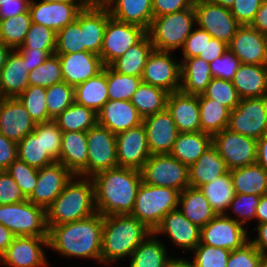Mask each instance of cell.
Returning a JSON list of instances; mask_svg holds the SVG:
<instances>
[{"label": "cell", "instance_id": "deb4b68c", "mask_svg": "<svg viewBox=\"0 0 267 267\" xmlns=\"http://www.w3.org/2000/svg\"><path fill=\"white\" fill-rule=\"evenodd\" d=\"M42 2L85 3L83 0H41Z\"/></svg>", "mask_w": 267, "mask_h": 267}, {"label": "cell", "instance_id": "9c48e42d", "mask_svg": "<svg viewBox=\"0 0 267 267\" xmlns=\"http://www.w3.org/2000/svg\"><path fill=\"white\" fill-rule=\"evenodd\" d=\"M87 167L78 175L92 178L101 171L118 167L116 135L96 124L87 132Z\"/></svg>", "mask_w": 267, "mask_h": 267}, {"label": "cell", "instance_id": "f546056e", "mask_svg": "<svg viewBox=\"0 0 267 267\" xmlns=\"http://www.w3.org/2000/svg\"><path fill=\"white\" fill-rule=\"evenodd\" d=\"M241 99L267 96V66L240 64L232 80Z\"/></svg>", "mask_w": 267, "mask_h": 267}, {"label": "cell", "instance_id": "83f0119b", "mask_svg": "<svg viewBox=\"0 0 267 267\" xmlns=\"http://www.w3.org/2000/svg\"><path fill=\"white\" fill-rule=\"evenodd\" d=\"M28 78V65L16 50H12L0 71L2 98H17L29 87Z\"/></svg>", "mask_w": 267, "mask_h": 267}, {"label": "cell", "instance_id": "4316f807", "mask_svg": "<svg viewBox=\"0 0 267 267\" xmlns=\"http://www.w3.org/2000/svg\"><path fill=\"white\" fill-rule=\"evenodd\" d=\"M109 17L110 13L105 6L87 5L78 14L76 21L83 30L84 47L87 51L100 55Z\"/></svg>", "mask_w": 267, "mask_h": 267}, {"label": "cell", "instance_id": "f5cc1de1", "mask_svg": "<svg viewBox=\"0 0 267 267\" xmlns=\"http://www.w3.org/2000/svg\"><path fill=\"white\" fill-rule=\"evenodd\" d=\"M38 170L39 169L29 166L27 163L18 158L15 159L6 169L7 173L19 185L26 198L32 194L34 188L36 187Z\"/></svg>", "mask_w": 267, "mask_h": 267}, {"label": "cell", "instance_id": "7dc6e473", "mask_svg": "<svg viewBox=\"0 0 267 267\" xmlns=\"http://www.w3.org/2000/svg\"><path fill=\"white\" fill-rule=\"evenodd\" d=\"M17 99L24 106L35 123L53 120L48 115L46 102V88L40 86H29Z\"/></svg>", "mask_w": 267, "mask_h": 267}, {"label": "cell", "instance_id": "7a4b0ae2", "mask_svg": "<svg viewBox=\"0 0 267 267\" xmlns=\"http://www.w3.org/2000/svg\"><path fill=\"white\" fill-rule=\"evenodd\" d=\"M48 247L65 257L91 258L101 263L103 216L48 226Z\"/></svg>", "mask_w": 267, "mask_h": 267}, {"label": "cell", "instance_id": "7bdbcfd3", "mask_svg": "<svg viewBox=\"0 0 267 267\" xmlns=\"http://www.w3.org/2000/svg\"><path fill=\"white\" fill-rule=\"evenodd\" d=\"M54 121L62 132H87L97 124V113L74 102Z\"/></svg>", "mask_w": 267, "mask_h": 267}, {"label": "cell", "instance_id": "cb8c5ba5", "mask_svg": "<svg viewBox=\"0 0 267 267\" xmlns=\"http://www.w3.org/2000/svg\"><path fill=\"white\" fill-rule=\"evenodd\" d=\"M58 57L63 81L73 87L96 76L104 68L101 57L92 52L63 54Z\"/></svg>", "mask_w": 267, "mask_h": 267}, {"label": "cell", "instance_id": "f35d334b", "mask_svg": "<svg viewBox=\"0 0 267 267\" xmlns=\"http://www.w3.org/2000/svg\"><path fill=\"white\" fill-rule=\"evenodd\" d=\"M233 187L239 194H267V171L259 164H251L230 170Z\"/></svg>", "mask_w": 267, "mask_h": 267}, {"label": "cell", "instance_id": "52a82bcc", "mask_svg": "<svg viewBox=\"0 0 267 267\" xmlns=\"http://www.w3.org/2000/svg\"><path fill=\"white\" fill-rule=\"evenodd\" d=\"M0 223L15 236L48 237L46 209L28 199L0 205Z\"/></svg>", "mask_w": 267, "mask_h": 267}, {"label": "cell", "instance_id": "4fadbf2b", "mask_svg": "<svg viewBox=\"0 0 267 267\" xmlns=\"http://www.w3.org/2000/svg\"><path fill=\"white\" fill-rule=\"evenodd\" d=\"M197 27L207 31L213 38L229 44L241 24L230 9L207 0H195Z\"/></svg>", "mask_w": 267, "mask_h": 267}, {"label": "cell", "instance_id": "ab89813d", "mask_svg": "<svg viewBox=\"0 0 267 267\" xmlns=\"http://www.w3.org/2000/svg\"><path fill=\"white\" fill-rule=\"evenodd\" d=\"M199 189L204 193V196L217 215L226 214V210H229L230 203L236 195L230 171L214 181L200 186Z\"/></svg>", "mask_w": 267, "mask_h": 267}, {"label": "cell", "instance_id": "6da1fadb", "mask_svg": "<svg viewBox=\"0 0 267 267\" xmlns=\"http://www.w3.org/2000/svg\"><path fill=\"white\" fill-rule=\"evenodd\" d=\"M92 180L97 213L103 217L132 213L142 183L139 170L116 167L97 173Z\"/></svg>", "mask_w": 267, "mask_h": 267}, {"label": "cell", "instance_id": "4dcf8cb0", "mask_svg": "<svg viewBox=\"0 0 267 267\" xmlns=\"http://www.w3.org/2000/svg\"><path fill=\"white\" fill-rule=\"evenodd\" d=\"M88 147L86 132H62L59 162L74 175H79L86 167Z\"/></svg>", "mask_w": 267, "mask_h": 267}, {"label": "cell", "instance_id": "5b68a950", "mask_svg": "<svg viewBox=\"0 0 267 267\" xmlns=\"http://www.w3.org/2000/svg\"><path fill=\"white\" fill-rule=\"evenodd\" d=\"M196 24L194 6L152 19L147 34L155 50L174 51L183 47Z\"/></svg>", "mask_w": 267, "mask_h": 267}, {"label": "cell", "instance_id": "836d02e7", "mask_svg": "<svg viewBox=\"0 0 267 267\" xmlns=\"http://www.w3.org/2000/svg\"><path fill=\"white\" fill-rule=\"evenodd\" d=\"M210 63L199 57L181 61L180 91L185 94H202L212 80Z\"/></svg>", "mask_w": 267, "mask_h": 267}, {"label": "cell", "instance_id": "60d3db41", "mask_svg": "<svg viewBox=\"0 0 267 267\" xmlns=\"http://www.w3.org/2000/svg\"><path fill=\"white\" fill-rule=\"evenodd\" d=\"M201 131L213 136L228 127L230 110L203 94L198 95Z\"/></svg>", "mask_w": 267, "mask_h": 267}, {"label": "cell", "instance_id": "6f0895ef", "mask_svg": "<svg viewBox=\"0 0 267 267\" xmlns=\"http://www.w3.org/2000/svg\"><path fill=\"white\" fill-rule=\"evenodd\" d=\"M265 258L249 240L241 248L231 251L226 267H260Z\"/></svg>", "mask_w": 267, "mask_h": 267}, {"label": "cell", "instance_id": "e7e4bbea", "mask_svg": "<svg viewBox=\"0 0 267 267\" xmlns=\"http://www.w3.org/2000/svg\"><path fill=\"white\" fill-rule=\"evenodd\" d=\"M195 0H152L153 18L194 6Z\"/></svg>", "mask_w": 267, "mask_h": 267}, {"label": "cell", "instance_id": "a7ac6f4b", "mask_svg": "<svg viewBox=\"0 0 267 267\" xmlns=\"http://www.w3.org/2000/svg\"><path fill=\"white\" fill-rule=\"evenodd\" d=\"M228 51V44L213 37H206V47L204 48V60L213 62Z\"/></svg>", "mask_w": 267, "mask_h": 267}, {"label": "cell", "instance_id": "34e18365", "mask_svg": "<svg viewBox=\"0 0 267 267\" xmlns=\"http://www.w3.org/2000/svg\"><path fill=\"white\" fill-rule=\"evenodd\" d=\"M14 237L15 235L8 228H6L0 223V257L8 249Z\"/></svg>", "mask_w": 267, "mask_h": 267}, {"label": "cell", "instance_id": "b9f144b4", "mask_svg": "<svg viewBox=\"0 0 267 267\" xmlns=\"http://www.w3.org/2000/svg\"><path fill=\"white\" fill-rule=\"evenodd\" d=\"M168 95L169 93L161 88L141 82L130 101L139 115L145 118L165 110Z\"/></svg>", "mask_w": 267, "mask_h": 267}, {"label": "cell", "instance_id": "603ad722", "mask_svg": "<svg viewBox=\"0 0 267 267\" xmlns=\"http://www.w3.org/2000/svg\"><path fill=\"white\" fill-rule=\"evenodd\" d=\"M264 39H265V48H266V54H267V34L264 35Z\"/></svg>", "mask_w": 267, "mask_h": 267}, {"label": "cell", "instance_id": "2644e50d", "mask_svg": "<svg viewBox=\"0 0 267 267\" xmlns=\"http://www.w3.org/2000/svg\"><path fill=\"white\" fill-rule=\"evenodd\" d=\"M253 230L257 231L258 236L250 242L267 257V222L257 224V228Z\"/></svg>", "mask_w": 267, "mask_h": 267}, {"label": "cell", "instance_id": "6125c7cd", "mask_svg": "<svg viewBox=\"0 0 267 267\" xmlns=\"http://www.w3.org/2000/svg\"><path fill=\"white\" fill-rule=\"evenodd\" d=\"M26 199L19 185L7 171H0V205L19 203Z\"/></svg>", "mask_w": 267, "mask_h": 267}, {"label": "cell", "instance_id": "bcb514c9", "mask_svg": "<svg viewBox=\"0 0 267 267\" xmlns=\"http://www.w3.org/2000/svg\"><path fill=\"white\" fill-rule=\"evenodd\" d=\"M141 82V77L118 73L110 66H107L109 100L130 101Z\"/></svg>", "mask_w": 267, "mask_h": 267}, {"label": "cell", "instance_id": "1f68e13d", "mask_svg": "<svg viewBox=\"0 0 267 267\" xmlns=\"http://www.w3.org/2000/svg\"><path fill=\"white\" fill-rule=\"evenodd\" d=\"M228 171L225 161L220 157L217 149L210 145L197 161L189 167L190 187L199 188Z\"/></svg>", "mask_w": 267, "mask_h": 267}, {"label": "cell", "instance_id": "91938a15", "mask_svg": "<svg viewBox=\"0 0 267 267\" xmlns=\"http://www.w3.org/2000/svg\"><path fill=\"white\" fill-rule=\"evenodd\" d=\"M240 64V60L228 50L221 57L210 62L212 77L232 81Z\"/></svg>", "mask_w": 267, "mask_h": 267}, {"label": "cell", "instance_id": "b9fcfbb0", "mask_svg": "<svg viewBox=\"0 0 267 267\" xmlns=\"http://www.w3.org/2000/svg\"><path fill=\"white\" fill-rule=\"evenodd\" d=\"M170 267H197L192 261H188L184 258H173L170 263Z\"/></svg>", "mask_w": 267, "mask_h": 267}, {"label": "cell", "instance_id": "3957f363", "mask_svg": "<svg viewBox=\"0 0 267 267\" xmlns=\"http://www.w3.org/2000/svg\"><path fill=\"white\" fill-rule=\"evenodd\" d=\"M153 231L130 214L103 217L101 264H110L133 251Z\"/></svg>", "mask_w": 267, "mask_h": 267}, {"label": "cell", "instance_id": "b62a3aed", "mask_svg": "<svg viewBox=\"0 0 267 267\" xmlns=\"http://www.w3.org/2000/svg\"><path fill=\"white\" fill-rule=\"evenodd\" d=\"M260 267H267V257L265 258V260L262 262Z\"/></svg>", "mask_w": 267, "mask_h": 267}, {"label": "cell", "instance_id": "2e32d148", "mask_svg": "<svg viewBox=\"0 0 267 267\" xmlns=\"http://www.w3.org/2000/svg\"><path fill=\"white\" fill-rule=\"evenodd\" d=\"M42 246L48 247V237L15 236L0 265L7 267H48Z\"/></svg>", "mask_w": 267, "mask_h": 267}, {"label": "cell", "instance_id": "e575fe53", "mask_svg": "<svg viewBox=\"0 0 267 267\" xmlns=\"http://www.w3.org/2000/svg\"><path fill=\"white\" fill-rule=\"evenodd\" d=\"M74 102L98 113L109 100L107 66L96 76L74 87Z\"/></svg>", "mask_w": 267, "mask_h": 267}, {"label": "cell", "instance_id": "03108f58", "mask_svg": "<svg viewBox=\"0 0 267 267\" xmlns=\"http://www.w3.org/2000/svg\"><path fill=\"white\" fill-rule=\"evenodd\" d=\"M28 65V72L43 64L51 55L55 54V50H32V48L15 49Z\"/></svg>", "mask_w": 267, "mask_h": 267}, {"label": "cell", "instance_id": "680465c9", "mask_svg": "<svg viewBox=\"0 0 267 267\" xmlns=\"http://www.w3.org/2000/svg\"><path fill=\"white\" fill-rule=\"evenodd\" d=\"M261 196L254 194H239L236 193L231 201L229 209H232L236 217L232 218L236 222L244 226L248 220L255 218L256 210L259 205ZM239 216L241 218H239Z\"/></svg>", "mask_w": 267, "mask_h": 267}, {"label": "cell", "instance_id": "8d00e7d4", "mask_svg": "<svg viewBox=\"0 0 267 267\" xmlns=\"http://www.w3.org/2000/svg\"><path fill=\"white\" fill-rule=\"evenodd\" d=\"M152 232L129 257V267H170L173 257L167 256L166 246Z\"/></svg>", "mask_w": 267, "mask_h": 267}, {"label": "cell", "instance_id": "f6af8a7d", "mask_svg": "<svg viewBox=\"0 0 267 267\" xmlns=\"http://www.w3.org/2000/svg\"><path fill=\"white\" fill-rule=\"evenodd\" d=\"M32 24L29 9L16 16L0 19V41L13 50L19 48Z\"/></svg>", "mask_w": 267, "mask_h": 267}, {"label": "cell", "instance_id": "8992f818", "mask_svg": "<svg viewBox=\"0 0 267 267\" xmlns=\"http://www.w3.org/2000/svg\"><path fill=\"white\" fill-rule=\"evenodd\" d=\"M179 193L174 188L147 185L142 182L130 215L154 231L164 216L178 209Z\"/></svg>", "mask_w": 267, "mask_h": 267}, {"label": "cell", "instance_id": "09005b40", "mask_svg": "<svg viewBox=\"0 0 267 267\" xmlns=\"http://www.w3.org/2000/svg\"><path fill=\"white\" fill-rule=\"evenodd\" d=\"M207 1L221 5L226 8H230L234 2V0H207Z\"/></svg>", "mask_w": 267, "mask_h": 267}, {"label": "cell", "instance_id": "277c9868", "mask_svg": "<svg viewBox=\"0 0 267 267\" xmlns=\"http://www.w3.org/2000/svg\"><path fill=\"white\" fill-rule=\"evenodd\" d=\"M97 213L92 178L74 175L46 208L47 226L83 220Z\"/></svg>", "mask_w": 267, "mask_h": 267}, {"label": "cell", "instance_id": "5bb4252c", "mask_svg": "<svg viewBox=\"0 0 267 267\" xmlns=\"http://www.w3.org/2000/svg\"><path fill=\"white\" fill-rule=\"evenodd\" d=\"M245 226L232 219L229 214L216 215L200 229L199 244L235 250L241 248L248 240Z\"/></svg>", "mask_w": 267, "mask_h": 267}, {"label": "cell", "instance_id": "681fc988", "mask_svg": "<svg viewBox=\"0 0 267 267\" xmlns=\"http://www.w3.org/2000/svg\"><path fill=\"white\" fill-rule=\"evenodd\" d=\"M89 52L84 47L83 30L75 20L56 33V55Z\"/></svg>", "mask_w": 267, "mask_h": 267}, {"label": "cell", "instance_id": "d590c367", "mask_svg": "<svg viewBox=\"0 0 267 267\" xmlns=\"http://www.w3.org/2000/svg\"><path fill=\"white\" fill-rule=\"evenodd\" d=\"M210 145L212 136L208 133L202 131L179 133L170 154L190 167Z\"/></svg>", "mask_w": 267, "mask_h": 267}, {"label": "cell", "instance_id": "11a10c76", "mask_svg": "<svg viewBox=\"0 0 267 267\" xmlns=\"http://www.w3.org/2000/svg\"><path fill=\"white\" fill-rule=\"evenodd\" d=\"M192 252L197 267H226L230 250L211 245L199 244Z\"/></svg>", "mask_w": 267, "mask_h": 267}, {"label": "cell", "instance_id": "89a4df30", "mask_svg": "<svg viewBox=\"0 0 267 267\" xmlns=\"http://www.w3.org/2000/svg\"><path fill=\"white\" fill-rule=\"evenodd\" d=\"M30 0H19V3L0 5V19H6L24 13L29 9Z\"/></svg>", "mask_w": 267, "mask_h": 267}, {"label": "cell", "instance_id": "9a60e30c", "mask_svg": "<svg viewBox=\"0 0 267 267\" xmlns=\"http://www.w3.org/2000/svg\"><path fill=\"white\" fill-rule=\"evenodd\" d=\"M171 51L153 50L146 61L142 82L168 92L180 91L181 63L175 61Z\"/></svg>", "mask_w": 267, "mask_h": 267}, {"label": "cell", "instance_id": "11e5206c", "mask_svg": "<svg viewBox=\"0 0 267 267\" xmlns=\"http://www.w3.org/2000/svg\"><path fill=\"white\" fill-rule=\"evenodd\" d=\"M255 219L258 220V224L267 222V194L260 198Z\"/></svg>", "mask_w": 267, "mask_h": 267}, {"label": "cell", "instance_id": "f907efd6", "mask_svg": "<svg viewBox=\"0 0 267 267\" xmlns=\"http://www.w3.org/2000/svg\"><path fill=\"white\" fill-rule=\"evenodd\" d=\"M74 87L62 81L46 88L48 115L54 120L74 103Z\"/></svg>", "mask_w": 267, "mask_h": 267}, {"label": "cell", "instance_id": "7c38bea8", "mask_svg": "<svg viewBox=\"0 0 267 267\" xmlns=\"http://www.w3.org/2000/svg\"><path fill=\"white\" fill-rule=\"evenodd\" d=\"M212 145L225 161L229 171L256 163L257 140L255 139L226 128L212 136Z\"/></svg>", "mask_w": 267, "mask_h": 267}, {"label": "cell", "instance_id": "c3c4849f", "mask_svg": "<svg viewBox=\"0 0 267 267\" xmlns=\"http://www.w3.org/2000/svg\"><path fill=\"white\" fill-rule=\"evenodd\" d=\"M62 69L58 55L53 54L47 58L43 64L29 72V86H40L49 88L50 86L62 82Z\"/></svg>", "mask_w": 267, "mask_h": 267}, {"label": "cell", "instance_id": "d4e9b609", "mask_svg": "<svg viewBox=\"0 0 267 267\" xmlns=\"http://www.w3.org/2000/svg\"><path fill=\"white\" fill-rule=\"evenodd\" d=\"M143 118L131 101L108 100L97 113V124L117 135L142 124Z\"/></svg>", "mask_w": 267, "mask_h": 267}, {"label": "cell", "instance_id": "f1b7e54d", "mask_svg": "<svg viewBox=\"0 0 267 267\" xmlns=\"http://www.w3.org/2000/svg\"><path fill=\"white\" fill-rule=\"evenodd\" d=\"M110 16L148 30L152 19V0H109L104 5Z\"/></svg>", "mask_w": 267, "mask_h": 267}, {"label": "cell", "instance_id": "67dfc351", "mask_svg": "<svg viewBox=\"0 0 267 267\" xmlns=\"http://www.w3.org/2000/svg\"><path fill=\"white\" fill-rule=\"evenodd\" d=\"M9 3H19V0H0V5Z\"/></svg>", "mask_w": 267, "mask_h": 267}, {"label": "cell", "instance_id": "44dd1931", "mask_svg": "<svg viewBox=\"0 0 267 267\" xmlns=\"http://www.w3.org/2000/svg\"><path fill=\"white\" fill-rule=\"evenodd\" d=\"M242 64L267 66L264 34L250 25H241L228 44Z\"/></svg>", "mask_w": 267, "mask_h": 267}, {"label": "cell", "instance_id": "8c879c8a", "mask_svg": "<svg viewBox=\"0 0 267 267\" xmlns=\"http://www.w3.org/2000/svg\"><path fill=\"white\" fill-rule=\"evenodd\" d=\"M250 26L264 35L267 34V1L263 0Z\"/></svg>", "mask_w": 267, "mask_h": 267}, {"label": "cell", "instance_id": "d6a6232c", "mask_svg": "<svg viewBox=\"0 0 267 267\" xmlns=\"http://www.w3.org/2000/svg\"><path fill=\"white\" fill-rule=\"evenodd\" d=\"M178 206L180 212L200 228L217 215L199 188L189 186L180 192Z\"/></svg>", "mask_w": 267, "mask_h": 267}, {"label": "cell", "instance_id": "ee69618b", "mask_svg": "<svg viewBox=\"0 0 267 267\" xmlns=\"http://www.w3.org/2000/svg\"><path fill=\"white\" fill-rule=\"evenodd\" d=\"M17 155L18 159L37 169L56 161L47 150H44L42 135H36L34 132L17 143Z\"/></svg>", "mask_w": 267, "mask_h": 267}, {"label": "cell", "instance_id": "816d5d0a", "mask_svg": "<svg viewBox=\"0 0 267 267\" xmlns=\"http://www.w3.org/2000/svg\"><path fill=\"white\" fill-rule=\"evenodd\" d=\"M202 94L227 107L230 111L235 109L241 100L232 81L219 78H212Z\"/></svg>", "mask_w": 267, "mask_h": 267}, {"label": "cell", "instance_id": "be15d7a7", "mask_svg": "<svg viewBox=\"0 0 267 267\" xmlns=\"http://www.w3.org/2000/svg\"><path fill=\"white\" fill-rule=\"evenodd\" d=\"M262 2L263 0H234L229 9L241 25H250Z\"/></svg>", "mask_w": 267, "mask_h": 267}, {"label": "cell", "instance_id": "8fae6325", "mask_svg": "<svg viewBox=\"0 0 267 267\" xmlns=\"http://www.w3.org/2000/svg\"><path fill=\"white\" fill-rule=\"evenodd\" d=\"M147 30L141 26L119 21L112 16L108 18L100 57L104 66H109L133 45L137 44Z\"/></svg>", "mask_w": 267, "mask_h": 267}, {"label": "cell", "instance_id": "979ff035", "mask_svg": "<svg viewBox=\"0 0 267 267\" xmlns=\"http://www.w3.org/2000/svg\"><path fill=\"white\" fill-rule=\"evenodd\" d=\"M86 5L104 6L109 0H83Z\"/></svg>", "mask_w": 267, "mask_h": 267}, {"label": "cell", "instance_id": "603a6c76", "mask_svg": "<svg viewBox=\"0 0 267 267\" xmlns=\"http://www.w3.org/2000/svg\"><path fill=\"white\" fill-rule=\"evenodd\" d=\"M200 227L187 219L179 209L170 211L160 224L155 228L153 233L166 234L173 244L193 251L200 241Z\"/></svg>", "mask_w": 267, "mask_h": 267}, {"label": "cell", "instance_id": "ac0fdd59", "mask_svg": "<svg viewBox=\"0 0 267 267\" xmlns=\"http://www.w3.org/2000/svg\"><path fill=\"white\" fill-rule=\"evenodd\" d=\"M118 167L141 170L150 157V149L143 124L116 135Z\"/></svg>", "mask_w": 267, "mask_h": 267}, {"label": "cell", "instance_id": "e0dca14e", "mask_svg": "<svg viewBox=\"0 0 267 267\" xmlns=\"http://www.w3.org/2000/svg\"><path fill=\"white\" fill-rule=\"evenodd\" d=\"M73 176L74 174L59 161L46 165L38 170L36 187L27 199L46 209Z\"/></svg>", "mask_w": 267, "mask_h": 267}, {"label": "cell", "instance_id": "ffe728a7", "mask_svg": "<svg viewBox=\"0 0 267 267\" xmlns=\"http://www.w3.org/2000/svg\"><path fill=\"white\" fill-rule=\"evenodd\" d=\"M142 124L151 155L170 154L180 132L167 108L143 118Z\"/></svg>", "mask_w": 267, "mask_h": 267}, {"label": "cell", "instance_id": "753ad0ef", "mask_svg": "<svg viewBox=\"0 0 267 267\" xmlns=\"http://www.w3.org/2000/svg\"><path fill=\"white\" fill-rule=\"evenodd\" d=\"M257 159L259 164L267 171V134L257 140Z\"/></svg>", "mask_w": 267, "mask_h": 267}, {"label": "cell", "instance_id": "7402d4cb", "mask_svg": "<svg viewBox=\"0 0 267 267\" xmlns=\"http://www.w3.org/2000/svg\"><path fill=\"white\" fill-rule=\"evenodd\" d=\"M36 123L17 98L0 102V133L16 143L33 132Z\"/></svg>", "mask_w": 267, "mask_h": 267}, {"label": "cell", "instance_id": "003e7915", "mask_svg": "<svg viewBox=\"0 0 267 267\" xmlns=\"http://www.w3.org/2000/svg\"><path fill=\"white\" fill-rule=\"evenodd\" d=\"M17 158V143L0 133V171L6 170Z\"/></svg>", "mask_w": 267, "mask_h": 267}, {"label": "cell", "instance_id": "db71d44e", "mask_svg": "<svg viewBox=\"0 0 267 267\" xmlns=\"http://www.w3.org/2000/svg\"><path fill=\"white\" fill-rule=\"evenodd\" d=\"M19 48H32V50H55L56 32L41 24L33 23L26 34L24 43Z\"/></svg>", "mask_w": 267, "mask_h": 267}, {"label": "cell", "instance_id": "d6986e66", "mask_svg": "<svg viewBox=\"0 0 267 267\" xmlns=\"http://www.w3.org/2000/svg\"><path fill=\"white\" fill-rule=\"evenodd\" d=\"M85 3L42 2L30 0L31 21L59 32L76 20L78 14L86 7Z\"/></svg>", "mask_w": 267, "mask_h": 267}, {"label": "cell", "instance_id": "30bf717a", "mask_svg": "<svg viewBox=\"0 0 267 267\" xmlns=\"http://www.w3.org/2000/svg\"><path fill=\"white\" fill-rule=\"evenodd\" d=\"M230 131L258 140L267 134V96L243 98L230 111Z\"/></svg>", "mask_w": 267, "mask_h": 267}, {"label": "cell", "instance_id": "2a66077c", "mask_svg": "<svg viewBox=\"0 0 267 267\" xmlns=\"http://www.w3.org/2000/svg\"><path fill=\"white\" fill-rule=\"evenodd\" d=\"M12 50V48L0 41V71L4 67L5 62L7 61V58Z\"/></svg>", "mask_w": 267, "mask_h": 267}, {"label": "cell", "instance_id": "9f6ffc18", "mask_svg": "<svg viewBox=\"0 0 267 267\" xmlns=\"http://www.w3.org/2000/svg\"><path fill=\"white\" fill-rule=\"evenodd\" d=\"M36 135H42V144L44 150L56 160L59 161L61 151L62 131L54 120L42 123H36L33 130Z\"/></svg>", "mask_w": 267, "mask_h": 267}, {"label": "cell", "instance_id": "ba28073f", "mask_svg": "<svg viewBox=\"0 0 267 267\" xmlns=\"http://www.w3.org/2000/svg\"><path fill=\"white\" fill-rule=\"evenodd\" d=\"M147 185L174 188L182 192L190 186L189 167L171 154L150 155L140 170Z\"/></svg>", "mask_w": 267, "mask_h": 267}, {"label": "cell", "instance_id": "484cf974", "mask_svg": "<svg viewBox=\"0 0 267 267\" xmlns=\"http://www.w3.org/2000/svg\"><path fill=\"white\" fill-rule=\"evenodd\" d=\"M166 108L180 133L201 131L198 95L172 92L168 95Z\"/></svg>", "mask_w": 267, "mask_h": 267}, {"label": "cell", "instance_id": "74e56055", "mask_svg": "<svg viewBox=\"0 0 267 267\" xmlns=\"http://www.w3.org/2000/svg\"><path fill=\"white\" fill-rule=\"evenodd\" d=\"M153 50V44L148 34H146L137 44L131 46L124 55L117 58L109 66L118 73L141 77L148 56Z\"/></svg>", "mask_w": 267, "mask_h": 267}, {"label": "cell", "instance_id": "94428289", "mask_svg": "<svg viewBox=\"0 0 267 267\" xmlns=\"http://www.w3.org/2000/svg\"><path fill=\"white\" fill-rule=\"evenodd\" d=\"M206 37H212L207 31L196 28L185 40L182 51L183 59L199 57L204 59V48L206 47Z\"/></svg>", "mask_w": 267, "mask_h": 267}]
</instances>
